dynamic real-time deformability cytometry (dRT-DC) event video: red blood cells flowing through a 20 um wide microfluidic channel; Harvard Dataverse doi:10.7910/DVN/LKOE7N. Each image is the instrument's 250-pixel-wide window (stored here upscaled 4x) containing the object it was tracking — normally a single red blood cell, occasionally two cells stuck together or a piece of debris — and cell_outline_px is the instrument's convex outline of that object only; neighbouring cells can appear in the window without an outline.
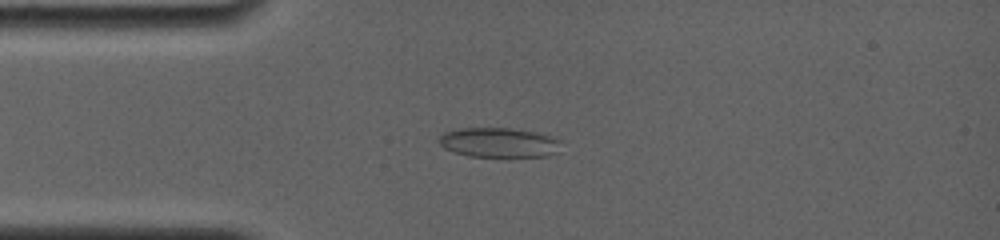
{"species": "common noctule bat (a hibernating species)", "species_latin": "Nyctalus noctula", "temperature_condition": "room temperature", "stored_images_in_passage": 28, "camera_frame_rate_fps": 4000, "um_per_image_px": 0.085, "animal": {"sex": "female", "body_mass_g": 19.0, "forearm_length_mm": 56.7}, "frame": {"image": 1, "passage_image": 1, "time_ms": 0.0, "image_size_px": [1000, 240], "cell_outline_px": [[560, 140], [556, 152], [548, 156], [468, 156], [444, 148], [440, 144], [440, 136], [444, 132], [460, 128], [512, 128], [536, 132]], "centroid_in_image_um": [42.38, 12.1], "position_along_channel_um": 42.6, "area_um2": 20.75}}
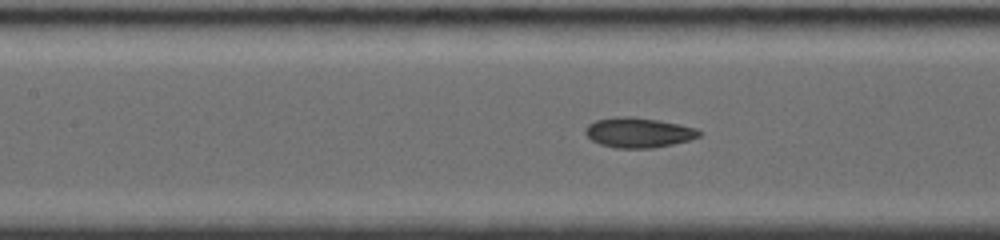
{"frame": {"image": 2, "passage_image": 15, "time_ms": 3.25, "image_size_px": [1000, 240], "cell_outline_px": [[700, 136], [688, 140], [672, 144], [652, 148], [616, 148], [600, 144], [592, 140], [584, 132], [584, 128], [588, 124], [596, 120], [628, 116], [656, 120], [696, 128], [700, 132]], "centroid_in_image_um": [54.23, 11.28], "position_along_channel_um": 153.2, "area_um2": 19.48}}
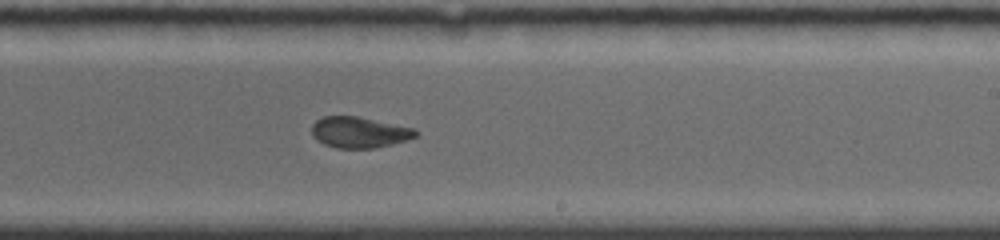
{"frame": {"image": 3, "passage_image": 28, "time_ms": 6.0, "image_size_px": [1000, 240], "cell_outline_px": [[416, 136], [392, 144], [376, 148], [336, 148], [324, 144], [312, 136], [312, 124], [316, 120], [324, 116], [356, 116], [416, 128]], "centroid_in_image_um": [30.51, 11.24], "position_along_channel_um": 258.5, "area_um2": 18.67}}